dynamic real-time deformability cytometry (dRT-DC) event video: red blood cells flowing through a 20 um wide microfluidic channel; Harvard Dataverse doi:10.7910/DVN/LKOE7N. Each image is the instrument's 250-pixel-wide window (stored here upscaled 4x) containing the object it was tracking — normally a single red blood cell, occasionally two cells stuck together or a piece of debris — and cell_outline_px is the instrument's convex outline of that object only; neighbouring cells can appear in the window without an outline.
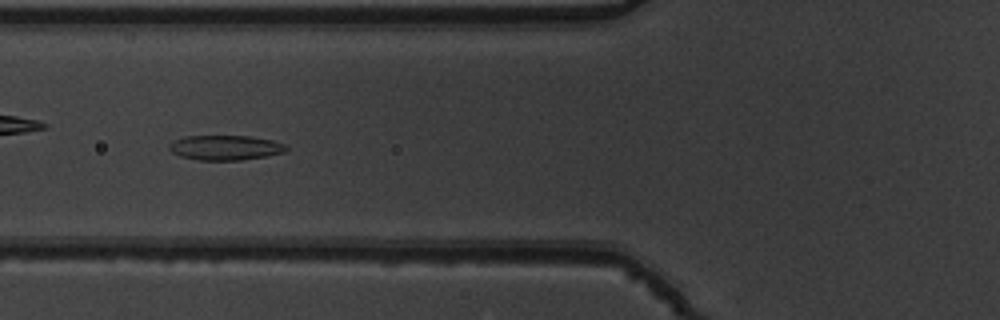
{"species": "common noctule bat (a hibernating species)", "species_latin": "Nyctalus noctula", "temperature_condition": "warm", "stored_images_in_passage": 48, "camera_frame_rate_fps": 3000, "um_per_image_px": 0.085, "animal": {"sex": "male", "body_mass_g": 19.5, "forearm_length_mm": 54.6}, "frame": {"image": 1, "passage_image": 16, "time_ms": 5.0, "image_size_px": [1000, 320], "cell_outline_px": [[288, 148], [284, 152], [268, 156], [240, 160], [200, 160], [180, 156], [172, 152], [168, 148], [168, 144], [184, 136], [252, 136], [272, 140], [284, 144]], "centroid_in_image_um": [19.15, 12.55], "position_along_channel_um": 106.6, "area_um2": 16.94}}
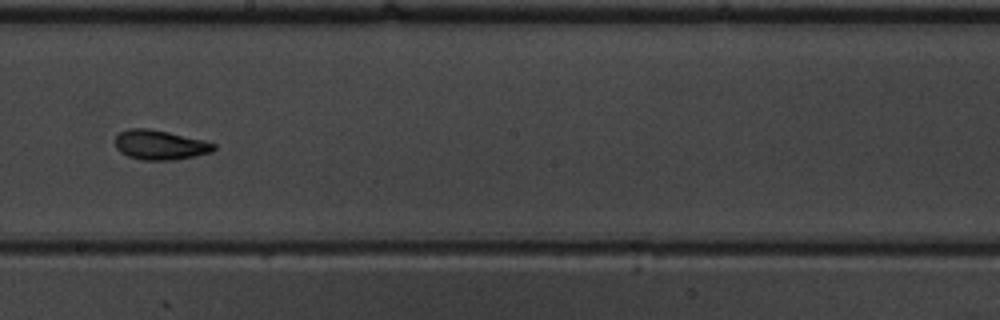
{"frame": {"image": 2, "passage_image": 26, "time_ms": 8.333, "image_size_px": [1000, 320], "cell_outline_px": [[216, 148], [212, 152], [196, 156], [176, 160], [140, 160], [128, 156], [120, 152], [116, 148], [116, 136], [120, 132], [128, 128], [148, 128], [168, 132], [204, 140], [216, 144]], "centroid_in_image_um": [13.61, 12.32], "position_along_channel_um": 234.6, "area_um2": 17.17}}
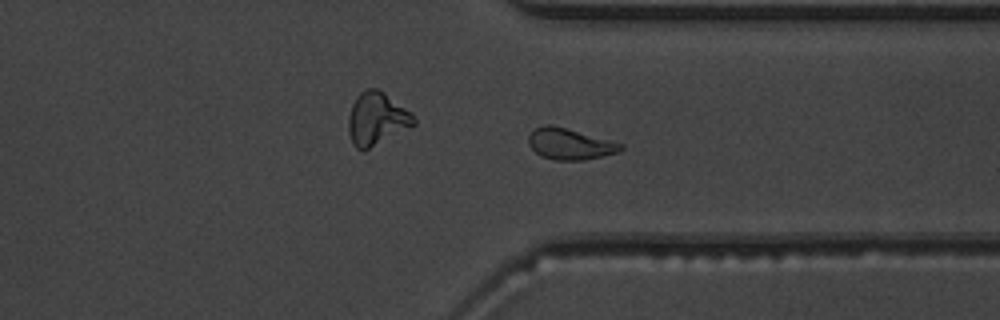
{"frame": {"image": 3, "passage_image": 36, "time_ms": 11.667, "image_size_px": [1000, 320], "cell_outline_px": [[624, 148], [616, 152], [584, 160], [552, 160], [540, 156], [528, 144], [528, 136], [532, 128], [544, 124], [548, 124], [564, 128], [624, 144]], "centroid_in_image_um": [48.36, 12.24], "position_along_channel_um": 363.0, "area_um2": 16.59}, "authors_computed_cell_mechanics": {"area_um2": 17.1955, "velocity_mm_per_s": 3.8383, "shape_relaxation_time_tau1_ms": 4.545, "shape_relaxation_time_tau2_ms": 1.774, "deformation_change_tau1": 0.1435, "deformation_change_tau2": 0.081}}